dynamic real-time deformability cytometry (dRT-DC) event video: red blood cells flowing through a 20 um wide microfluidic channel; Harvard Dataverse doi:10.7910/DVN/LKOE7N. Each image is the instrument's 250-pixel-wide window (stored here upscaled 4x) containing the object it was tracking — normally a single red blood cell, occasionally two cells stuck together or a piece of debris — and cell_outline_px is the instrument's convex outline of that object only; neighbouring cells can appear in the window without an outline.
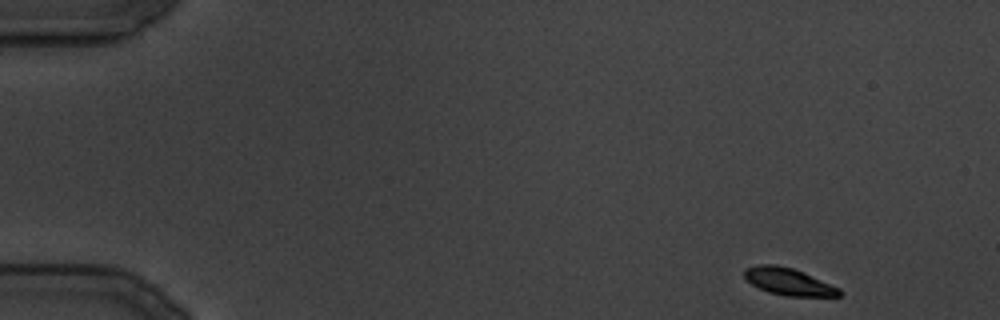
{"species": "common noctule bat (a hibernating species)", "species_latin": "Nyctalus noctula", "temperature_condition": "cold", "stored_images_in_passage": 24, "camera_frame_rate_fps": 3000, "um_per_image_px": 0.085, "animal": {"sex": "male", "body_mass_g": 19.5, "forearm_length_mm": 54.6}, "frame": {"image": 1, "passage_image": 1, "time_ms": 0.0, "image_size_px": [1000, 320], "cell_outline_px": [[840, 296], [784, 296], [768, 292], [752, 284], [744, 276], [744, 268], [756, 264], [776, 264], [792, 268], [804, 272], [840, 288]], "centroid_in_image_um": [67.0, 23.92], "position_along_channel_um": 18.0, "area_um2": 15.03}}